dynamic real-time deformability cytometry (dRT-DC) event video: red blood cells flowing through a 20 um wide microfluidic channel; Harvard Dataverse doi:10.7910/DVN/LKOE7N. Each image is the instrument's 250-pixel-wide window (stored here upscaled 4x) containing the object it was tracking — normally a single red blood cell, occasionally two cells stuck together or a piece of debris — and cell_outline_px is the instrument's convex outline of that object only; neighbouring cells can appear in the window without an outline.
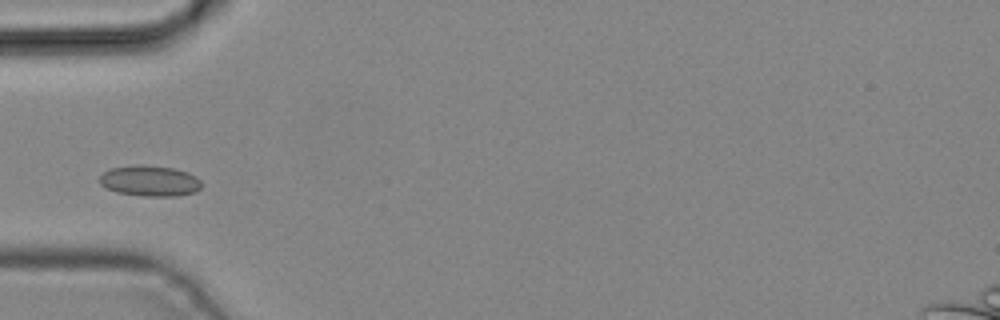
{"species": "common noctule bat (a hibernating species)", "species_latin": "Nyctalus noctula", "temperature_condition": "cold", "stored_images_in_passage": 3, "camera_frame_rate_fps": 3000, "um_per_image_px": 0.085, "animal": {"sex": "male", "body_mass_g": 19.2, "forearm_length_mm": 51.8}, "frame": {"image": 1, "passage_image": 2, "time_ms": 0.333, "image_size_px": [1000, 320], "cell_outline_px": [[200, 188], [196, 192], [176, 196], [144, 196], [116, 192], [100, 184], [100, 176], [104, 172], [112, 168], [140, 164], [172, 168], [188, 172], [196, 176], [200, 180]], "centroid_in_image_um": [12.75, 15.38], "position_along_channel_um": 72.2, "area_um2": 18.15}}
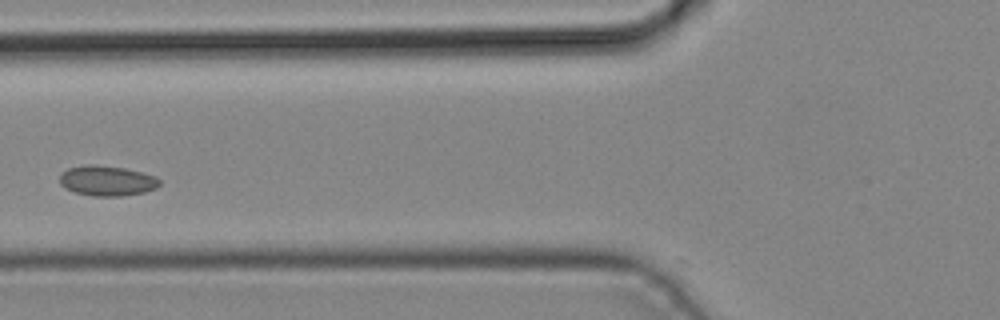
{"frame": {"image": 2, "passage_image": 3, "time_ms": 0.667, "image_size_px": [1000, 320], "cell_outline_px": [[160, 184], [156, 188], [144, 192], [120, 196], [92, 196], [76, 192], [64, 188], [60, 184], [60, 176], [68, 168], [88, 164], [92, 164], [124, 168], [156, 176], [160, 180]], "centroid_in_image_um": [9.1, 15.37], "position_along_channel_um": 116.7, "area_um2": 17.46}}